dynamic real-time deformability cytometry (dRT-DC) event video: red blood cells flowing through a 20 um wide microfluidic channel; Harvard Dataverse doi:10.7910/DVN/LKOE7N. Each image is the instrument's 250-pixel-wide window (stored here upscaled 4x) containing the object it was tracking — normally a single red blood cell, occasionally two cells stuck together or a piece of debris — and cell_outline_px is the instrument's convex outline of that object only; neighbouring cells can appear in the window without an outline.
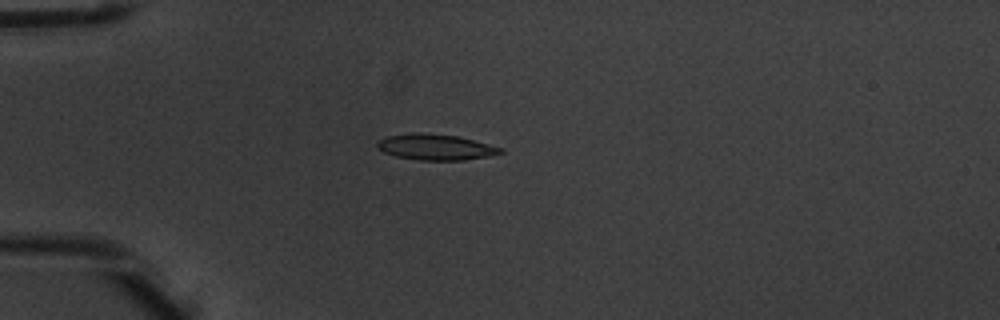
{"species": "common noctule bat (a hibernating species)", "species_latin": "Nyctalus noctula", "temperature_condition": "warm", "stored_images_in_passage": 7, "camera_frame_rate_fps": 3000, "um_per_image_px": 0.085, "animal": {"sex": "male", "body_mass_g": 20.1, "forearm_length_mm": 53.5}, "frame": {"image": 1, "passage_image": 4, "time_ms": 1.0, "image_size_px": [1000, 320], "cell_outline_px": [[504, 152], [488, 156], [464, 160], [420, 160], [396, 156], [384, 152], [376, 148], [376, 144], [380, 140], [388, 136], [416, 132], [456, 136], [504, 148]], "centroid_in_image_um": [37.02, 12.51], "position_along_channel_um": 48.0, "area_um2": 18.32}}
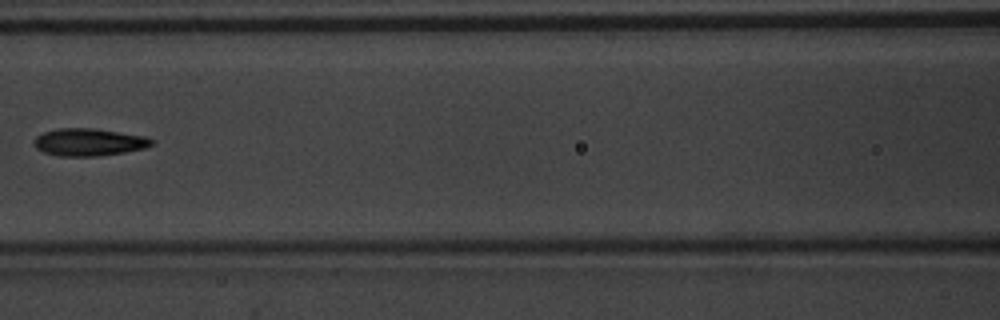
{"frame": {"image": 2, "passage_image": 7, "time_ms": 2.0, "image_size_px": [1000, 320], "cell_outline_px": [[152, 144], [144, 148], [124, 152], [96, 156], [56, 156], [44, 152], [36, 148], [32, 144], [36, 136], [44, 132], [56, 128], [92, 128], [144, 136], [152, 140]], "centroid_in_image_um": [7.48, 12.08], "position_along_channel_um": 159.1, "area_um2": 18.67}}